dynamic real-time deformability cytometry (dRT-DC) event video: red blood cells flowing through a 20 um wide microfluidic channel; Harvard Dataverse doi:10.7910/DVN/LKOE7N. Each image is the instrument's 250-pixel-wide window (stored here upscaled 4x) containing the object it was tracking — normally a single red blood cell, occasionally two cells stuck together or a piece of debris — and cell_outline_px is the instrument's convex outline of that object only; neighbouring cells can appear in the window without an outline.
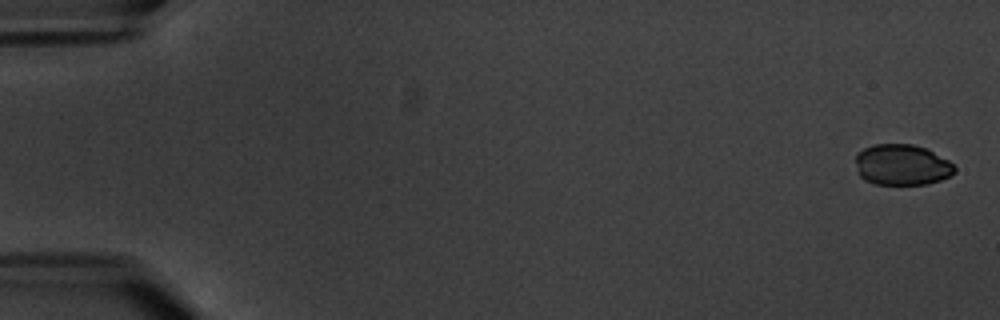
{"species": "common noctule bat (a hibernating species)", "species_latin": "Nyctalus noctula", "temperature_condition": "warm", "stored_images_in_passage": 5, "camera_frame_rate_fps": 3000, "um_per_image_px": 0.085, "animal": {"sex": "male", "body_mass_g": 20.1, "forearm_length_mm": 53.5}, "frame": {"image": 1, "passage_image": 1, "time_ms": 0.0, "image_size_px": [1000, 320], "cell_outline_px": [[956, 172], [952, 176], [928, 184], [876, 184], [864, 180], [860, 176], [856, 160], [856, 152], [872, 144], [912, 144], [924, 148], [948, 160], [956, 168]], "centroid_in_image_um": [76.67, 14.01], "position_along_channel_um": 8.3, "area_um2": 23.58}}